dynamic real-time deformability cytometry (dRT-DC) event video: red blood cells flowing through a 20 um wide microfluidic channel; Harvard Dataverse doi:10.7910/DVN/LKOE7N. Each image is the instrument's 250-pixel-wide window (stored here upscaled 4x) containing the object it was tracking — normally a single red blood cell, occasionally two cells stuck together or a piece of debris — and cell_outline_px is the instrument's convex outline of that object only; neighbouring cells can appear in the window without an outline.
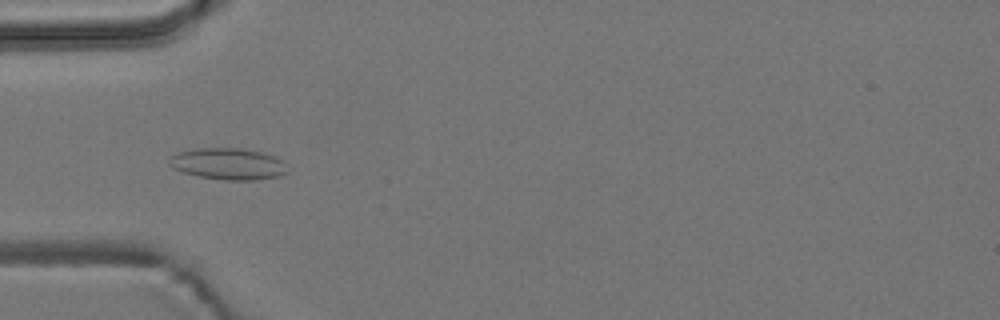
{"species": "common noctule bat (a hibernating species)", "species_latin": "Nyctalus noctula", "temperature_condition": "room temperature", "stored_images_in_passage": 8, "camera_frame_rate_fps": 3000, "um_per_image_px": 0.085, "animal": {"sex": "male", "body_mass_g": 19.2, "forearm_length_mm": 51.8}, "frame": {"image": 1, "passage_image": 4, "time_ms": 4.333, "image_size_px": [1000, 320], "cell_outline_px": [[288, 172], [280, 176], [256, 180], [224, 180], [200, 176], [184, 172], [172, 168], [168, 164], [168, 160], [172, 156], [180, 152], [196, 148], [240, 148], [264, 152], [276, 156], [284, 160]], "centroid_in_image_um": [19.45, 13.92], "position_along_channel_um": 65.6, "area_um2": 21.91}}
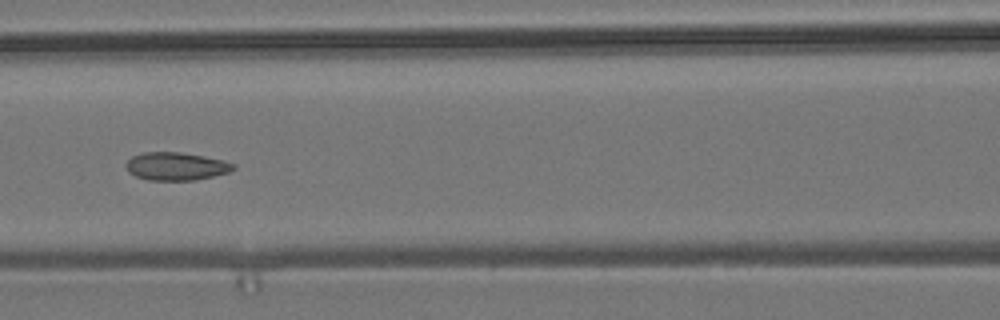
{"frame": {"image": 2, "passage_image": 6, "time_ms": 6.667, "image_size_px": [1000, 320], "cell_outline_px": [[236, 168], [228, 172], [196, 180], [148, 180], [136, 176], [128, 172], [124, 164], [132, 156], [144, 152], [180, 152], [204, 156], [224, 160], [236, 164]], "centroid_in_image_um": [14.96, 14.13], "position_along_channel_um": 151.6, "area_um2": 17.57}}
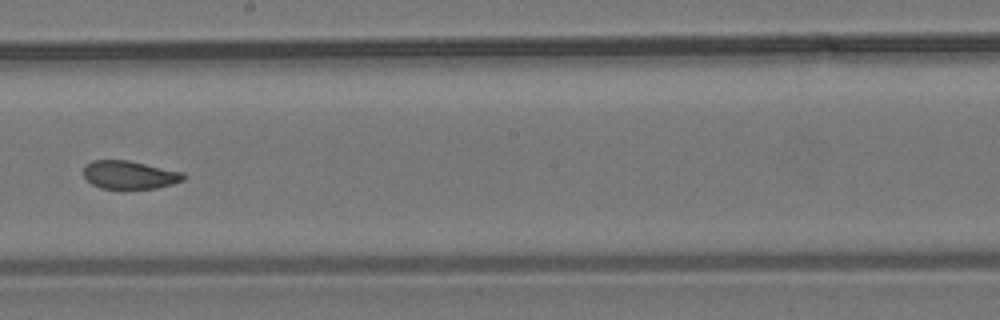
{"frame": {"image": 3, "passage_image": 8, "time_ms": 9.0, "image_size_px": [1000, 320], "cell_outline_px": [[188, 176], [184, 180], [172, 184], [156, 188], [120, 192], [100, 188], [92, 184], [84, 176], [84, 164], [92, 160], [128, 160], [184, 172]], "centroid_in_image_um": [11.01, 14.91], "position_along_channel_um": 237.2, "area_um2": 17.28}}